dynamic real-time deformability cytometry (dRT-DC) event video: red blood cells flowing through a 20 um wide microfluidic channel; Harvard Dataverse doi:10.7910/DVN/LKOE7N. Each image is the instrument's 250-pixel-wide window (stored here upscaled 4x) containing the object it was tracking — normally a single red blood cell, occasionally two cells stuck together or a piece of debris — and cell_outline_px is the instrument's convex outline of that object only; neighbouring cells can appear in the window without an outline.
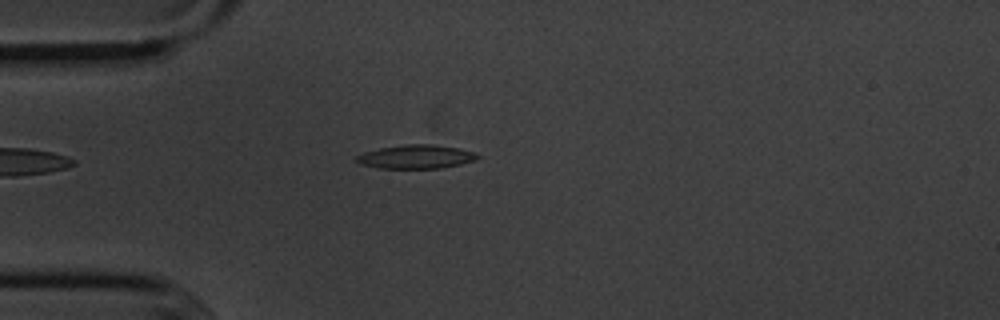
{"species": "common noctule bat (a hibernating species)", "species_latin": "Nyctalus noctula", "temperature_condition": "cold", "stored_images_in_passage": 27, "camera_frame_rate_fps": 3000, "um_per_image_px": 0.085, "animal": {"sex": "male", "body_mass_g": 20.1, "forearm_length_mm": 53.5}, "frame": {"image": 1, "passage_image": 2, "time_ms": 0.333, "image_size_px": [1000, 320], "cell_outline_px": [[480, 156], [476, 160], [460, 164], [440, 168], [380, 168], [360, 164], [352, 160], [356, 156], [364, 152], [380, 148], [408, 144], [432, 144], [460, 148], [472, 152]], "centroid_in_image_um": [35.33, 13.32], "position_along_channel_um": 49.7, "area_um2": 16.7}}
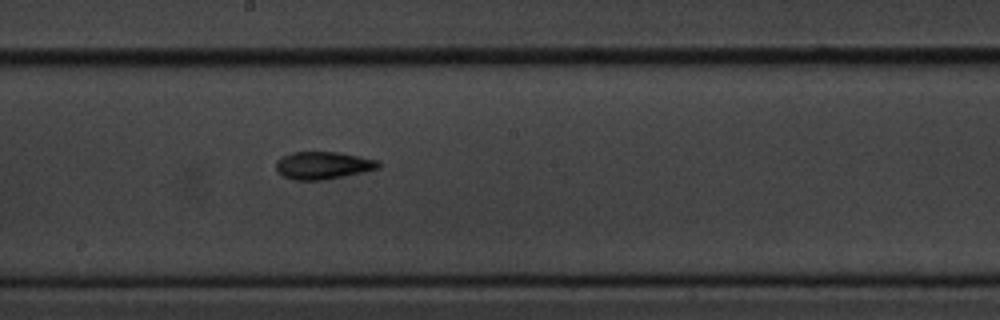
{"frame": {"image": 2, "passage_image": 17, "time_ms": 5.333, "image_size_px": [1000, 320], "cell_outline_px": [[380, 168], [324, 180], [296, 180], [284, 176], [276, 172], [276, 160], [292, 152], [340, 152], [380, 160]], "centroid_in_image_um": [27.47, 14.05], "position_along_channel_um": 220.7, "area_um2": 16.47}}
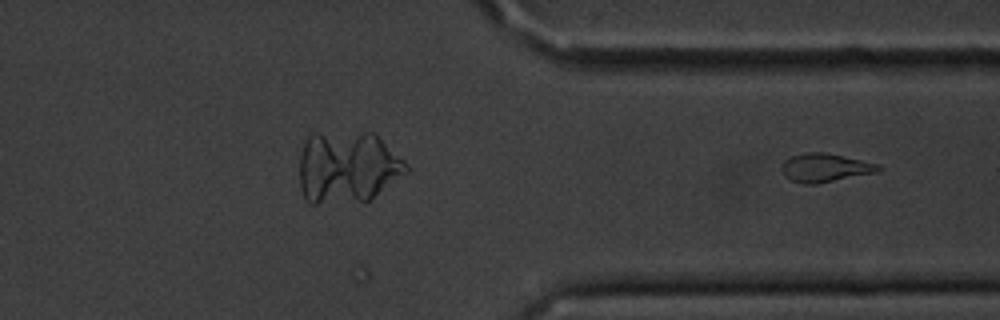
{"frame": {"image": 3, "passage_image": 27, "time_ms": 8.667, "image_size_px": [1000, 320], "cell_outline_px": [[880, 168], [876, 172], [816, 184], [804, 184], [792, 180], [784, 176], [780, 168], [784, 160], [792, 156], [808, 152], [824, 152], [880, 164]], "centroid_in_image_um": [70.09, 14.25], "position_along_channel_um": 341.3, "area_um2": 15.9}}